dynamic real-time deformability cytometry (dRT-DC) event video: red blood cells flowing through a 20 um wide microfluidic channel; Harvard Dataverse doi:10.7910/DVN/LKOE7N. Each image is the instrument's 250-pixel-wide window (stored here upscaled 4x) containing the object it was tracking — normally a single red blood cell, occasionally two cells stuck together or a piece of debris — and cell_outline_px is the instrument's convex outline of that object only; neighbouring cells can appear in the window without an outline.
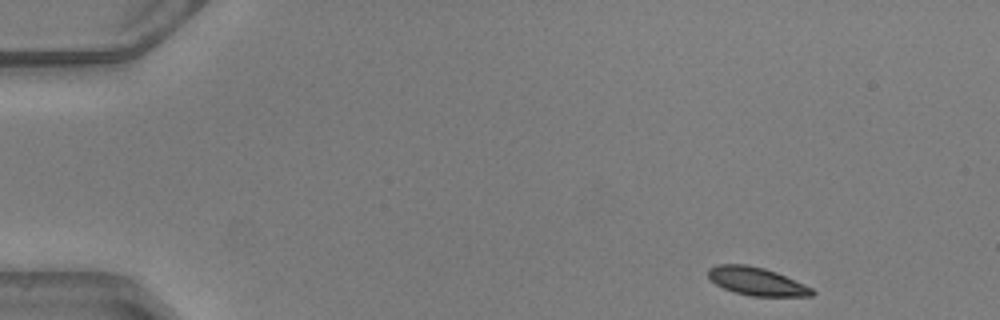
{"species": "common noctule bat (a hibernating species)", "species_latin": "Nyctalus noctula", "temperature_condition": "warm", "stored_images_in_passage": 45, "camera_frame_rate_fps": 3000, "um_per_image_px": 0.085, "animal": {"sex": "male", "body_mass_g": 20.5, "forearm_length_mm": 52.5}, "frame": {"image": 1, "passage_image": 1, "time_ms": 0.0, "image_size_px": [1000, 320], "cell_outline_px": [[816, 292], [812, 296], [752, 296], [736, 292], [724, 288], [716, 284], [708, 276], [708, 268], [716, 264], [744, 264], [764, 268], [776, 272], [804, 284], [812, 288]], "centroid_in_image_um": [64.32, 23.91], "position_along_channel_um": 20.7, "area_um2": 16.88}}
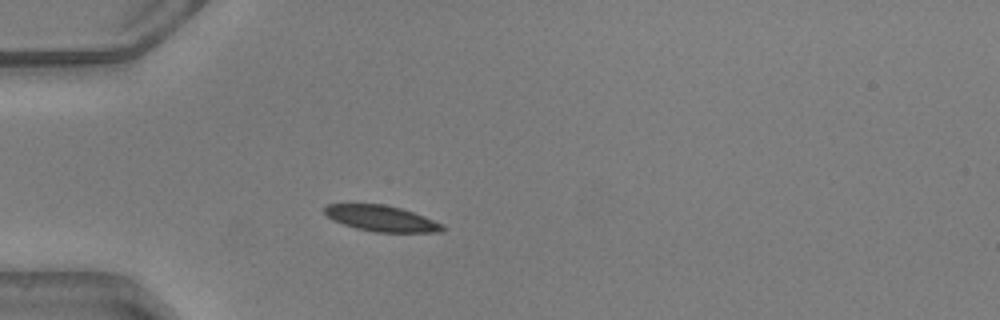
{"frame": {"image": 2, "passage_image": 10, "time_ms": 3.0, "image_size_px": [1000, 320], "cell_outline_px": [[448, 228], [440, 232], [372, 232], [356, 228], [332, 220], [324, 212], [324, 208], [328, 204], [384, 204], [400, 208], [424, 216], [444, 224]], "centroid_in_image_um": [32.45, 18.57], "position_along_channel_um": 52.5, "area_um2": 17.8}}
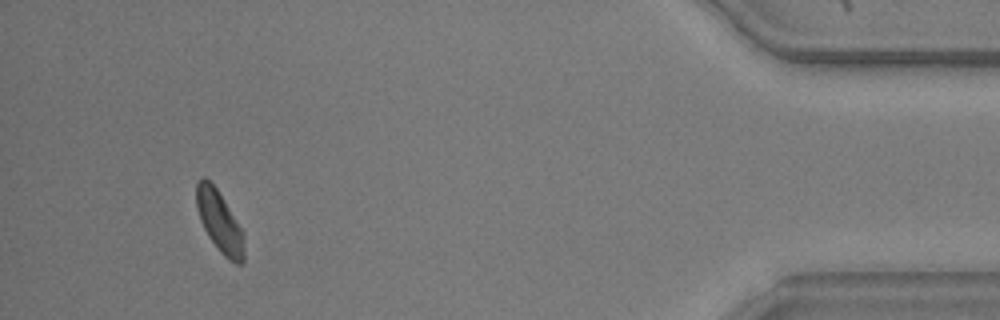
{"frame": {"image": 3, "passage_image": 42, "time_ms": 13.667, "image_size_px": [1000, 320], "cell_outline_px": [[244, 264], [236, 264], [228, 260], [220, 252], [208, 236], [200, 220], [196, 208], [196, 184], [200, 176], [204, 176], [216, 188], [244, 232]], "centroid_in_image_um": [18.66, 18.86], "position_along_channel_um": 416.5, "area_um2": 17.17}, "authors_computed_cell_mechanics": {"area_um2": 17.6868, "velocity_mm_per_s": 4.1082, "shape_relaxation_time_tau1_ms": 3.6945, "shape_relaxation_time_tau2_ms": null, "deformation_change_tau1": 0.1234, "deformation_change_tau2": null}}